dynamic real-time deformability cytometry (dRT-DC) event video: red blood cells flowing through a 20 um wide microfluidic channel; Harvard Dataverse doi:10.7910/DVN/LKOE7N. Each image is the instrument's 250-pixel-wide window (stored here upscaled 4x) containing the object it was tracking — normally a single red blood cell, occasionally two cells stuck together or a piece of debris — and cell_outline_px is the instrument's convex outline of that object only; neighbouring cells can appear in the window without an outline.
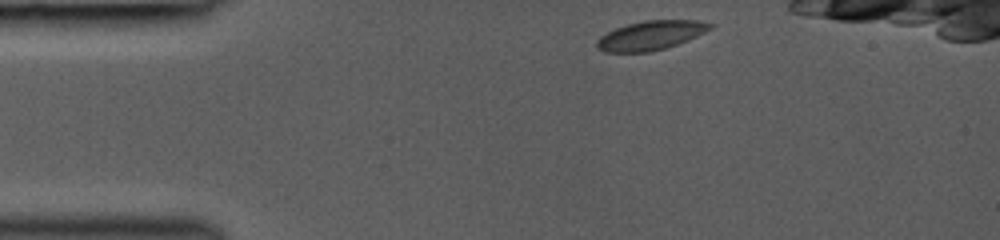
{"species": "common noctule bat (a hibernating species)", "species_latin": "Nyctalus noctula", "temperature_condition": "room temperature", "stored_images_in_passage": 5, "camera_frame_rate_fps": 3000, "um_per_image_px": 0.085, "animal": {"sex": "female", "body_mass_g": 19.0, "forearm_length_mm": 53.3}, "frame": {"image": 1, "passage_image": 1, "time_ms": 0.0, "image_size_px": [1000, 240], "cell_outline_px": [[716, 24], [712, 28], [688, 40], [664, 48], [648, 52], [604, 52], [596, 48], [596, 40], [600, 36], [616, 28], [628, 24], [644, 20], [700, 20]], "centroid_in_image_um": [55.31, 3.0], "position_along_channel_um": 29.7, "area_um2": 19.25}}
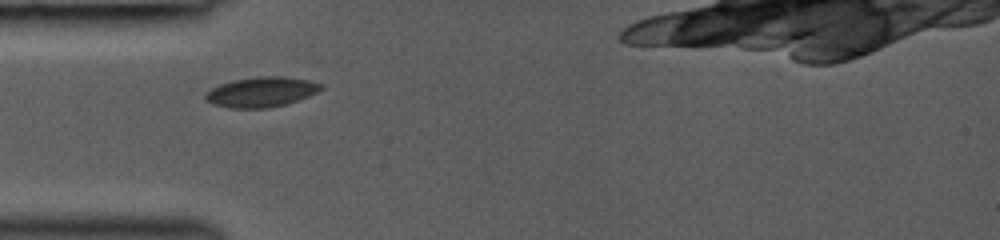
{"frame": {"image": 2, "passage_image": 3, "time_ms": 2.0, "image_size_px": [1000, 240], "cell_outline_px": [[324, 88], [308, 96], [288, 104], [268, 108], [228, 108], [212, 104], [204, 100], [204, 92], [220, 84], [232, 80], [260, 76], [284, 76], [308, 80], [324, 84]], "centroid_in_image_um": [22.19, 7.82], "position_along_channel_um": 62.8, "area_um2": 20.52}}
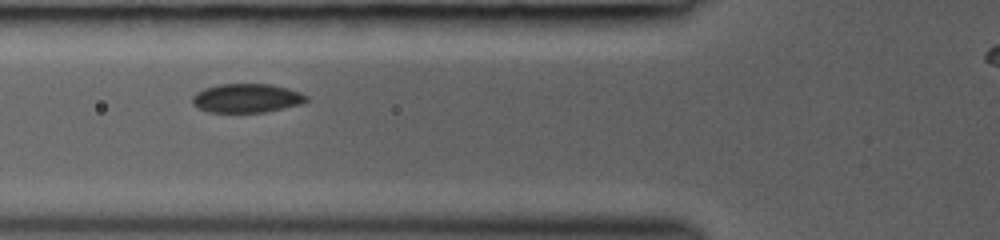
{"frame": {"image": 3, "passage_image": 4, "time_ms": 3.0, "image_size_px": [1000, 240], "cell_outline_px": [[308, 100], [304, 104], [264, 112], [208, 112], [196, 108], [192, 104], [192, 96], [196, 92], [204, 88], [220, 84], [272, 84], [288, 88], [300, 92], [308, 96]], "centroid_in_image_um": [20.97, 8.34], "position_along_channel_um": 104.8, "area_um2": 19.48}}